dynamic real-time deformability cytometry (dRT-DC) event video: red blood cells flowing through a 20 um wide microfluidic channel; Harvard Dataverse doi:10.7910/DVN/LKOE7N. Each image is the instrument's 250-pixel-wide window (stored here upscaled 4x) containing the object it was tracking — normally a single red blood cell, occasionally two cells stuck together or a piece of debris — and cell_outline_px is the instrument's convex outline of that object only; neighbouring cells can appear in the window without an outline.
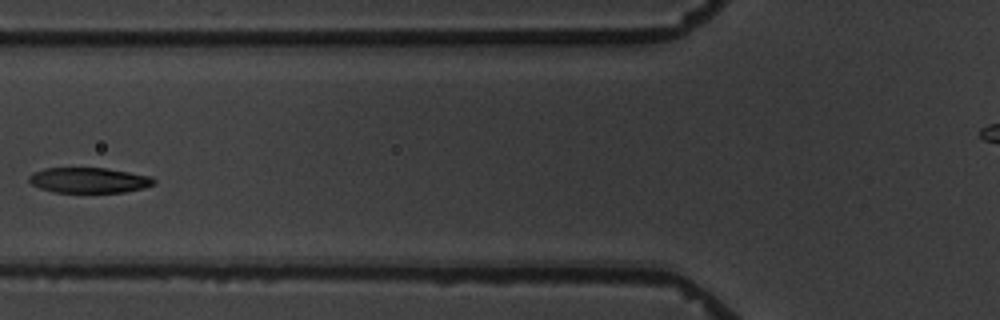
{"species": "common noctule bat (a hibernating species)", "species_latin": "Nyctalus noctula", "temperature_condition": "warm", "stored_images_in_passage": 7, "camera_frame_rate_fps": 3000, "um_per_image_px": 0.085, "animal": {"sex": "male", "body_mass_g": 19.5, "forearm_length_mm": 54.6}, "frame": {"image": 1, "passage_image": 5, "time_ms": 4.667, "image_size_px": [1000, 320], "cell_outline_px": [[156, 180], [152, 184], [144, 188], [124, 192], [52, 192], [40, 188], [32, 184], [28, 180], [28, 176], [32, 172], [44, 168], [104, 168], [152, 176]], "centroid_in_image_um": [7.53, 15.31], "position_along_channel_um": 118.3, "area_um2": 18.44}}
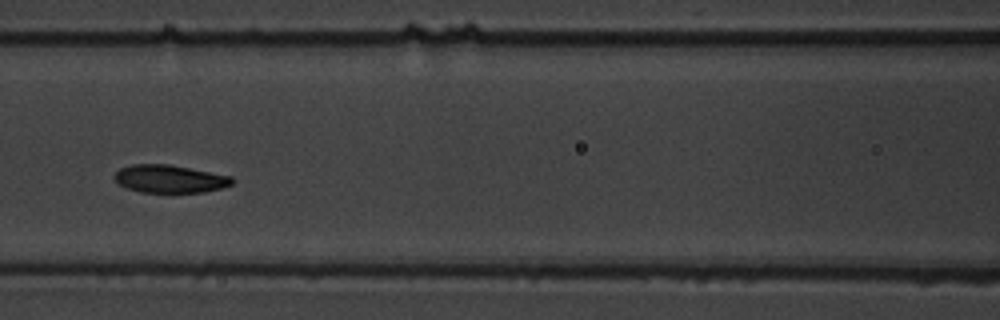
{"frame": {"image": 2, "passage_image": 6, "time_ms": 5.667, "image_size_px": [1000, 320], "cell_outline_px": [[236, 180], [232, 184], [220, 188], [204, 192], [140, 192], [128, 188], [120, 184], [112, 176], [120, 168], [132, 164], [168, 164], [232, 176]], "centroid_in_image_um": [14.44, 15.2], "position_along_channel_um": 152.2, "area_um2": 19.02}}
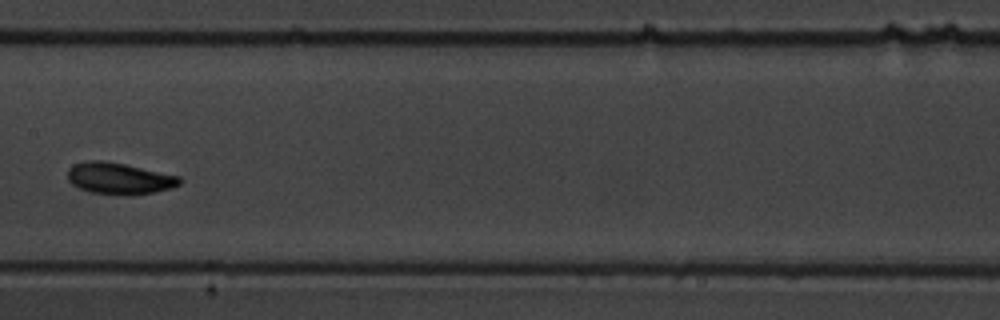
{"frame": {"image": 3, "passage_image": 7, "time_ms": 7.0, "image_size_px": [1000, 320], "cell_outline_px": [[180, 184], [172, 188], [152, 192], [88, 192], [72, 184], [68, 180], [68, 168], [72, 164], [88, 160], [104, 160], [124, 164], [180, 176]], "centroid_in_image_um": [10.08, 15.11], "position_along_channel_um": 197.3, "area_um2": 19.77}}